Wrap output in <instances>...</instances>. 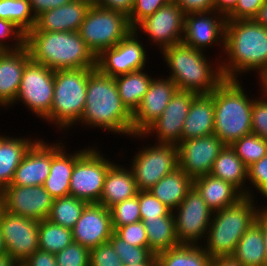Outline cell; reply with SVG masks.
<instances>
[{
  "instance_id": "cell-25",
  "label": "cell",
  "mask_w": 267,
  "mask_h": 266,
  "mask_svg": "<svg viewBox=\"0 0 267 266\" xmlns=\"http://www.w3.org/2000/svg\"><path fill=\"white\" fill-rule=\"evenodd\" d=\"M65 146L66 144H62L51 155L50 173L43 184L54 199L70 195V179L74 164L87 148L86 146L85 149L67 153Z\"/></svg>"
},
{
  "instance_id": "cell-7",
  "label": "cell",
  "mask_w": 267,
  "mask_h": 266,
  "mask_svg": "<svg viewBox=\"0 0 267 266\" xmlns=\"http://www.w3.org/2000/svg\"><path fill=\"white\" fill-rule=\"evenodd\" d=\"M94 69L55 70L52 107L44 119L46 123L64 132L78 124L85 109L88 76Z\"/></svg>"
},
{
  "instance_id": "cell-40",
  "label": "cell",
  "mask_w": 267,
  "mask_h": 266,
  "mask_svg": "<svg viewBox=\"0 0 267 266\" xmlns=\"http://www.w3.org/2000/svg\"><path fill=\"white\" fill-rule=\"evenodd\" d=\"M110 212L114 231L118 227L141 221L137 195L115 204Z\"/></svg>"
},
{
  "instance_id": "cell-60",
  "label": "cell",
  "mask_w": 267,
  "mask_h": 266,
  "mask_svg": "<svg viewBox=\"0 0 267 266\" xmlns=\"http://www.w3.org/2000/svg\"><path fill=\"white\" fill-rule=\"evenodd\" d=\"M122 266H157V256L153 254L146 262L134 264H122Z\"/></svg>"
},
{
  "instance_id": "cell-43",
  "label": "cell",
  "mask_w": 267,
  "mask_h": 266,
  "mask_svg": "<svg viewBox=\"0 0 267 266\" xmlns=\"http://www.w3.org/2000/svg\"><path fill=\"white\" fill-rule=\"evenodd\" d=\"M55 258L58 266H89L90 249L73 241Z\"/></svg>"
},
{
  "instance_id": "cell-57",
  "label": "cell",
  "mask_w": 267,
  "mask_h": 266,
  "mask_svg": "<svg viewBox=\"0 0 267 266\" xmlns=\"http://www.w3.org/2000/svg\"><path fill=\"white\" fill-rule=\"evenodd\" d=\"M256 222L262 227L264 235V242L266 247V258H267V210H259Z\"/></svg>"
},
{
  "instance_id": "cell-24",
  "label": "cell",
  "mask_w": 267,
  "mask_h": 266,
  "mask_svg": "<svg viewBox=\"0 0 267 266\" xmlns=\"http://www.w3.org/2000/svg\"><path fill=\"white\" fill-rule=\"evenodd\" d=\"M92 4L86 0H73L36 17L35 28L41 32L79 31L85 15Z\"/></svg>"
},
{
  "instance_id": "cell-30",
  "label": "cell",
  "mask_w": 267,
  "mask_h": 266,
  "mask_svg": "<svg viewBox=\"0 0 267 266\" xmlns=\"http://www.w3.org/2000/svg\"><path fill=\"white\" fill-rule=\"evenodd\" d=\"M192 187L193 180L178 167L172 173L165 175L149 191L174 211Z\"/></svg>"
},
{
  "instance_id": "cell-14",
  "label": "cell",
  "mask_w": 267,
  "mask_h": 266,
  "mask_svg": "<svg viewBox=\"0 0 267 266\" xmlns=\"http://www.w3.org/2000/svg\"><path fill=\"white\" fill-rule=\"evenodd\" d=\"M0 228L7 255L19 265L39 250V221L9 213L2 208Z\"/></svg>"
},
{
  "instance_id": "cell-62",
  "label": "cell",
  "mask_w": 267,
  "mask_h": 266,
  "mask_svg": "<svg viewBox=\"0 0 267 266\" xmlns=\"http://www.w3.org/2000/svg\"><path fill=\"white\" fill-rule=\"evenodd\" d=\"M260 196H264L263 199L265 198V201L267 200V184L259 191ZM267 202V201H266ZM267 204V203H265ZM267 210V205L264 207V205H262V207H259V210Z\"/></svg>"
},
{
  "instance_id": "cell-36",
  "label": "cell",
  "mask_w": 267,
  "mask_h": 266,
  "mask_svg": "<svg viewBox=\"0 0 267 266\" xmlns=\"http://www.w3.org/2000/svg\"><path fill=\"white\" fill-rule=\"evenodd\" d=\"M87 204L85 200L71 195L56 198L53 200L47 220L72 230Z\"/></svg>"
},
{
  "instance_id": "cell-59",
  "label": "cell",
  "mask_w": 267,
  "mask_h": 266,
  "mask_svg": "<svg viewBox=\"0 0 267 266\" xmlns=\"http://www.w3.org/2000/svg\"><path fill=\"white\" fill-rule=\"evenodd\" d=\"M257 75L256 77H258L260 88L262 87L260 92L262 91V94H267V64Z\"/></svg>"
},
{
  "instance_id": "cell-15",
  "label": "cell",
  "mask_w": 267,
  "mask_h": 266,
  "mask_svg": "<svg viewBox=\"0 0 267 266\" xmlns=\"http://www.w3.org/2000/svg\"><path fill=\"white\" fill-rule=\"evenodd\" d=\"M196 93L187 90H179L174 93L162 115L152 123L142 134L133 135V138L156 137L155 143L178 145L184 121L188 115L189 107ZM150 135V136H149Z\"/></svg>"
},
{
  "instance_id": "cell-61",
  "label": "cell",
  "mask_w": 267,
  "mask_h": 266,
  "mask_svg": "<svg viewBox=\"0 0 267 266\" xmlns=\"http://www.w3.org/2000/svg\"><path fill=\"white\" fill-rule=\"evenodd\" d=\"M19 264L7 254L0 256V266H18Z\"/></svg>"
},
{
  "instance_id": "cell-3",
  "label": "cell",
  "mask_w": 267,
  "mask_h": 266,
  "mask_svg": "<svg viewBox=\"0 0 267 266\" xmlns=\"http://www.w3.org/2000/svg\"><path fill=\"white\" fill-rule=\"evenodd\" d=\"M30 58L52 70L96 68L97 56L79 31L41 32L35 27L25 34Z\"/></svg>"
},
{
  "instance_id": "cell-12",
  "label": "cell",
  "mask_w": 267,
  "mask_h": 266,
  "mask_svg": "<svg viewBox=\"0 0 267 266\" xmlns=\"http://www.w3.org/2000/svg\"><path fill=\"white\" fill-rule=\"evenodd\" d=\"M213 212L192 187L184 200L172 211L179 244L202 245L201 241L205 240Z\"/></svg>"
},
{
  "instance_id": "cell-31",
  "label": "cell",
  "mask_w": 267,
  "mask_h": 266,
  "mask_svg": "<svg viewBox=\"0 0 267 266\" xmlns=\"http://www.w3.org/2000/svg\"><path fill=\"white\" fill-rule=\"evenodd\" d=\"M231 256L243 266H267L264 235L256 221L240 238Z\"/></svg>"
},
{
  "instance_id": "cell-11",
  "label": "cell",
  "mask_w": 267,
  "mask_h": 266,
  "mask_svg": "<svg viewBox=\"0 0 267 266\" xmlns=\"http://www.w3.org/2000/svg\"><path fill=\"white\" fill-rule=\"evenodd\" d=\"M55 71L30 59L23 70L17 98L10 106L22 102L38 118L49 115L54 94Z\"/></svg>"
},
{
  "instance_id": "cell-42",
  "label": "cell",
  "mask_w": 267,
  "mask_h": 266,
  "mask_svg": "<svg viewBox=\"0 0 267 266\" xmlns=\"http://www.w3.org/2000/svg\"><path fill=\"white\" fill-rule=\"evenodd\" d=\"M23 46L25 33L12 21L0 18V51H14Z\"/></svg>"
},
{
  "instance_id": "cell-1",
  "label": "cell",
  "mask_w": 267,
  "mask_h": 266,
  "mask_svg": "<svg viewBox=\"0 0 267 266\" xmlns=\"http://www.w3.org/2000/svg\"><path fill=\"white\" fill-rule=\"evenodd\" d=\"M223 55L217 58L224 79L239 80L251 70L258 74L267 64V28L254 19L226 20Z\"/></svg>"
},
{
  "instance_id": "cell-5",
  "label": "cell",
  "mask_w": 267,
  "mask_h": 266,
  "mask_svg": "<svg viewBox=\"0 0 267 266\" xmlns=\"http://www.w3.org/2000/svg\"><path fill=\"white\" fill-rule=\"evenodd\" d=\"M243 86L240 80L225 79L213 90L214 134L225 145H231L252 133V105L255 98Z\"/></svg>"
},
{
  "instance_id": "cell-27",
  "label": "cell",
  "mask_w": 267,
  "mask_h": 266,
  "mask_svg": "<svg viewBox=\"0 0 267 266\" xmlns=\"http://www.w3.org/2000/svg\"><path fill=\"white\" fill-rule=\"evenodd\" d=\"M193 187L212 211L234 205L245 195L230 182L211 174L193 179Z\"/></svg>"
},
{
  "instance_id": "cell-47",
  "label": "cell",
  "mask_w": 267,
  "mask_h": 266,
  "mask_svg": "<svg viewBox=\"0 0 267 266\" xmlns=\"http://www.w3.org/2000/svg\"><path fill=\"white\" fill-rule=\"evenodd\" d=\"M89 266H122L112 244L106 242L90 249Z\"/></svg>"
},
{
  "instance_id": "cell-50",
  "label": "cell",
  "mask_w": 267,
  "mask_h": 266,
  "mask_svg": "<svg viewBox=\"0 0 267 266\" xmlns=\"http://www.w3.org/2000/svg\"><path fill=\"white\" fill-rule=\"evenodd\" d=\"M265 0H238L235 9L226 17L227 20L254 19Z\"/></svg>"
},
{
  "instance_id": "cell-13",
  "label": "cell",
  "mask_w": 267,
  "mask_h": 266,
  "mask_svg": "<svg viewBox=\"0 0 267 266\" xmlns=\"http://www.w3.org/2000/svg\"><path fill=\"white\" fill-rule=\"evenodd\" d=\"M184 24L185 13L174 0H170L155 13L138 23L133 31L137 35L143 36L144 33V36L148 35L150 43H155L156 48L161 52L167 47L182 42Z\"/></svg>"
},
{
  "instance_id": "cell-20",
  "label": "cell",
  "mask_w": 267,
  "mask_h": 266,
  "mask_svg": "<svg viewBox=\"0 0 267 266\" xmlns=\"http://www.w3.org/2000/svg\"><path fill=\"white\" fill-rule=\"evenodd\" d=\"M176 91V84L169 77H153L139 107L132 114L133 135L142 134L162 115Z\"/></svg>"
},
{
  "instance_id": "cell-17",
  "label": "cell",
  "mask_w": 267,
  "mask_h": 266,
  "mask_svg": "<svg viewBox=\"0 0 267 266\" xmlns=\"http://www.w3.org/2000/svg\"><path fill=\"white\" fill-rule=\"evenodd\" d=\"M225 144L216 134L181 141L178 147L179 168L192 180L210 174L214 160Z\"/></svg>"
},
{
  "instance_id": "cell-45",
  "label": "cell",
  "mask_w": 267,
  "mask_h": 266,
  "mask_svg": "<svg viewBox=\"0 0 267 266\" xmlns=\"http://www.w3.org/2000/svg\"><path fill=\"white\" fill-rule=\"evenodd\" d=\"M252 105V133L267 141V94H259Z\"/></svg>"
},
{
  "instance_id": "cell-44",
  "label": "cell",
  "mask_w": 267,
  "mask_h": 266,
  "mask_svg": "<svg viewBox=\"0 0 267 266\" xmlns=\"http://www.w3.org/2000/svg\"><path fill=\"white\" fill-rule=\"evenodd\" d=\"M141 220L167 216L171 210L149 190L137 192Z\"/></svg>"
},
{
  "instance_id": "cell-41",
  "label": "cell",
  "mask_w": 267,
  "mask_h": 266,
  "mask_svg": "<svg viewBox=\"0 0 267 266\" xmlns=\"http://www.w3.org/2000/svg\"><path fill=\"white\" fill-rule=\"evenodd\" d=\"M109 242L121 259L122 264L146 262L153 255L148 247L132 246L120 238L115 232L112 233Z\"/></svg>"
},
{
  "instance_id": "cell-4",
  "label": "cell",
  "mask_w": 267,
  "mask_h": 266,
  "mask_svg": "<svg viewBox=\"0 0 267 266\" xmlns=\"http://www.w3.org/2000/svg\"><path fill=\"white\" fill-rule=\"evenodd\" d=\"M160 53L170 69L168 71H171L168 77L179 90L209 94L225 80L220 61H210L206 52L196 50L183 42L167 47Z\"/></svg>"
},
{
  "instance_id": "cell-53",
  "label": "cell",
  "mask_w": 267,
  "mask_h": 266,
  "mask_svg": "<svg viewBox=\"0 0 267 266\" xmlns=\"http://www.w3.org/2000/svg\"><path fill=\"white\" fill-rule=\"evenodd\" d=\"M73 0H29L32 12L35 17L39 16L41 13L63 6L72 2Z\"/></svg>"
},
{
  "instance_id": "cell-55",
  "label": "cell",
  "mask_w": 267,
  "mask_h": 266,
  "mask_svg": "<svg viewBox=\"0 0 267 266\" xmlns=\"http://www.w3.org/2000/svg\"><path fill=\"white\" fill-rule=\"evenodd\" d=\"M238 0H213L214 11L227 17L236 6Z\"/></svg>"
},
{
  "instance_id": "cell-16",
  "label": "cell",
  "mask_w": 267,
  "mask_h": 266,
  "mask_svg": "<svg viewBox=\"0 0 267 266\" xmlns=\"http://www.w3.org/2000/svg\"><path fill=\"white\" fill-rule=\"evenodd\" d=\"M140 38L132 31L114 47L103 50L97 56L96 68L111 77L145 69L147 51Z\"/></svg>"
},
{
  "instance_id": "cell-19",
  "label": "cell",
  "mask_w": 267,
  "mask_h": 266,
  "mask_svg": "<svg viewBox=\"0 0 267 266\" xmlns=\"http://www.w3.org/2000/svg\"><path fill=\"white\" fill-rule=\"evenodd\" d=\"M54 198L43 187L8 185L2 191L3 209L37 221L47 219Z\"/></svg>"
},
{
  "instance_id": "cell-33",
  "label": "cell",
  "mask_w": 267,
  "mask_h": 266,
  "mask_svg": "<svg viewBox=\"0 0 267 266\" xmlns=\"http://www.w3.org/2000/svg\"><path fill=\"white\" fill-rule=\"evenodd\" d=\"M114 78L122 104L133 114L139 107L153 77L141 69Z\"/></svg>"
},
{
  "instance_id": "cell-38",
  "label": "cell",
  "mask_w": 267,
  "mask_h": 266,
  "mask_svg": "<svg viewBox=\"0 0 267 266\" xmlns=\"http://www.w3.org/2000/svg\"><path fill=\"white\" fill-rule=\"evenodd\" d=\"M0 18L12 21L25 34L36 23L29 0H0Z\"/></svg>"
},
{
  "instance_id": "cell-48",
  "label": "cell",
  "mask_w": 267,
  "mask_h": 266,
  "mask_svg": "<svg viewBox=\"0 0 267 266\" xmlns=\"http://www.w3.org/2000/svg\"><path fill=\"white\" fill-rule=\"evenodd\" d=\"M114 232L132 246L148 247V237L142 221L118 227Z\"/></svg>"
},
{
  "instance_id": "cell-8",
  "label": "cell",
  "mask_w": 267,
  "mask_h": 266,
  "mask_svg": "<svg viewBox=\"0 0 267 266\" xmlns=\"http://www.w3.org/2000/svg\"><path fill=\"white\" fill-rule=\"evenodd\" d=\"M132 31L126 14L92 4L81 24L79 34L98 56L103 50L117 45Z\"/></svg>"
},
{
  "instance_id": "cell-56",
  "label": "cell",
  "mask_w": 267,
  "mask_h": 266,
  "mask_svg": "<svg viewBox=\"0 0 267 266\" xmlns=\"http://www.w3.org/2000/svg\"><path fill=\"white\" fill-rule=\"evenodd\" d=\"M209 266H243L238 260L232 256H221L212 258Z\"/></svg>"
},
{
  "instance_id": "cell-39",
  "label": "cell",
  "mask_w": 267,
  "mask_h": 266,
  "mask_svg": "<svg viewBox=\"0 0 267 266\" xmlns=\"http://www.w3.org/2000/svg\"><path fill=\"white\" fill-rule=\"evenodd\" d=\"M230 146L247 168L267 155V141L253 133L234 141Z\"/></svg>"
},
{
  "instance_id": "cell-46",
  "label": "cell",
  "mask_w": 267,
  "mask_h": 266,
  "mask_svg": "<svg viewBox=\"0 0 267 266\" xmlns=\"http://www.w3.org/2000/svg\"><path fill=\"white\" fill-rule=\"evenodd\" d=\"M169 1L170 0H134L132 10L128 15L130 26L134 28L138 23L155 13Z\"/></svg>"
},
{
  "instance_id": "cell-26",
  "label": "cell",
  "mask_w": 267,
  "mask_h": 266,
  "mask_svg": "<svg viewBox=\"0 0 267 266\" xmlns=\"http://www.w3.org/2000/svg\"><path fill=\"white\" fill-rule=\"evenodd\" d=\"M214 133L213 91L209 94H196L184 121L181 141L199 138Z\"/></svg>"
},
{
  "instance_id": "cell-35",
  "label": "cell",
  "mask_w": 267,
  "mask_h": 266,
  "mask_svg": "<svg viewBox=\"0 0 267 266\" xmlns=\"http://www.w3.org/2000/svg\"><path fill=\"white\" fill-rule=\"evenodd\" d=\"M157 266H209L210 255L202 245L179 244L157 255Z\"/></svg>"
},
{
  "instance_id": "cell-63",
  "label": "cell",
  "mask_w": 267,
  "mask_h": 266,
  "mask_svg": "<svg viewBox=\"0 0 267 266\" xmlns=\"http://www.w3.org/2000/svg\"><path fill=\"white\" fill-rule=\"evenodd\" d=\"M6 247L4 244L1 228H0V256L6 255Z\"/></svg>"
},
{
  "instance_id": "cell-32",
  "label": "cell",
  "mask_w": 267,
  "mask_h": 266,
  "mask_svg": "<svg viewBox=\"0 0 267 266\" xmlns=\"http://www.w3.org/2000/svg\"><path fill=\"white\" fill-rule=\"evenodd\" d=\"M247 169L231 146L225 145L214 160L210 174L230 182L247 196Z\"/></svg>"
},
{
  "instance_id": "cell-18",
  "label": "cell",
  "mask_w": 267,
  "mask_h": 266,
  "mask_svg": "<svg viewBox=\"0 0 267 266\" xmlns=\"http://www.w3.org/2000/svg\"><path fill=\"white\" fill-rule=\"evenodd\" d=\"M226 20L225 16L214 10L185 14L182 42L203 52L218 45L223 54Z\"/></svg>"
},
{
  "instance_id": "cell-10",
  "label": "cell",
  "mask_w": 267,
  "mask_h": 266,
  "mask_svg": "<svg viewBox=\"0 0 267 266\" xmlns=\"http://www.w3.org/2000/svg\"><path fill=\"white\" fill-rule=\"evenodd\" d=\"M97 147H89L77 158L70 179V195L88 203H99L104 180L114 160Z\"/></svg>"
},
{
  "instance_id": "cell-64",
  "label": "cell",
  "mask_w": 267,
  "mask_h": 266,
  "mask_svg": "<svg viewBox=\"0 0 267 266\" xmlns=\"http://www.w3.org/2000/svg\"><path fill=\"white\" fill-rule=\"evenodd\" d=\"M2 208H3V205H2V190H0V211H1Z\"/></svg>"
},
{
  "instance_id": "cell-21",
  "label": "cell",
  "mask_w": 267,
  "mask_h": 266,
  "mask_svg": "<svg viewBox=\"0 0 267 266\" xmlns=\"http://www.w3.org/2000/svg\"><path fill=\"white\" fill-rule=\"evenodd\" d=\"M60 141L50 144L37 139L17 167L10 185H43L50 173L51 155L62 145Z\"/></svg>"
},
{
  "instance_id": "cell-22",
  "label": "cell",
  "mask_w": 267,
  "mask_h": 266,
  "mask_svg": "<svg viewBox=\"0 0 267 266\" xmlns=\"http://www.w3.org/2000/svg\"><path fill=\"white\" fill-rule=\"evenodd\" d=\"M113 232L110 209L99 203H88L72 229L73 241L88 249L109 242Z\"/></svg>"
},
{
  "instance_id": "cell-51",
  "label": "cell",
  "mask_w": 267,
  "mask_h": 266,
  "mask_svg": "<svg viewBox=\"0 0 267 266\" xmlns=\"http://www.w3.org/2000/svg\"><path fill=\"white\" fill-rule=\"evenodd\" d=\"M185 14L214 10L213 0H174Z\"/></svg>"
},
{
  "instance_id": "cell-6",
  "label": "cell",
  "mask_w": 267,
  "mask_h": 266,
  "mask_svg": "<svg viewBox=\"0 0 267 266\" xmlns=\"http://www.w3.org/2000/svg\"><path fill=\"white\" fill-rule=\"evenodd\" d=\"M254 200L255 197L244 196L234 205L213 212L205 242H202L211 258L233 254L240 238L256 221L260 204Z\"/></svg>"
},
{
  "instance_id": "cell-23",
  "label": "cell",
  "mask_w": 267,
  "mask_h": 266,
  "mask_svg": "<svg viewBox=\"0 0 267 266\" xmlns=\"http://www.w3.org/2000/svg\"><path fill=\"white\" fill-rule=\"evenodd\" d=\"M26 46L14 51H0V107L7 109L15 99L20 87L22 73L30 60Z\"/></svg>"
},
{
  "instance_id": "cell-52",
  "label": "cell",
  "mask_w": 267,
  "mask_h": 266,
  "mask_svg": "<svg viewBox=\"0 0 267 266\" xmlns=\"http://www.w3.org/2000/svg\"><path fill=\"white\" fill-rule=\"evenodd\" d=\"M20 266H58L55 254L42 250H37L28 257Z\"/></svg>"
},
{
  "instance_id": "cell-58",
  "label": "cell",
  "mask_w": 267,
  "mask_h": 266,
  "mask_svg": "<svg viewBox=\"0 0 267 266\" xmlns=\"http://www.w3.org/2000/svg\"><path fill=\"white\" fill-rule=\"evenodd\" d=\"M254 20L267 28V0H265L263 5L259 8L258 14Z\"/></svg>"
},
{
  "instance_id": "cell-49",
  "label": "cell",
  "mask_w": 267,
  "mask_h": 266,
  "mask_svg": "<svg viewBox=\"0 0 267 266\" xmlns=\"http://www.w3.org/2000/svg\"><path fill=\"white\" fill-rule=\"evenodd\" d=\"M247 196L254 197V189L260 191L267 184V155L247 169ZM250 181V182H249ZM253 188V190H252ZM251 190V191H250Z\"/></svg>"
},
{
  "instance_id": "cell-2",
  "label": "cell",
  "mask_w": 267,
  "mask_h": 266,
  "mask_svg": "<svg viewBox=\"0 0 267 266\" xmlns=\"http://www.w3.org/2000/svg\"><path fill=\"white\" fill-rule=\"evenodd\" d=\"M78 123L132 138V114L122 104L114 77L97 68L90 73L85 109Z\"/></svg>"
},
{
  "instance_id": "cell-37",
  "label": "cell",
  "mask_w": 267,
  "mask_h": 266,
  "mask_svg": "<svg viewBox=\"0 0 267 266\" xmlns=\"http://www.w3.org/2000/svg\"><path fill=\"white\" fill-rule=\"evenodd\" d=\"M39 250L57 254L73 242L72 230L47 219L39 221Z\"/></svg>"
},
{
  "instance_id": "cell-65",
  "label": "cell",
  "mask_w": 267,
  "mask_h": 266,
  "mask_svg": "<svg viewBox=\"0 0 267 266\" xmlns=\"http://www.w3.org/2000/svg\"><path fill=\"white\" fill-rule=\"evenodd\" d=\"M88 2H90L91 4H96L99 0H86Z\"/></svg>"
},
{
  "instance_id": "cell-54",
  "label": "cell",
  "mask_w": 267,
  "mask_h": 266,
  "mask_svg": "<svg viewBox=\"0 0 267 266\" xmlns=\"http://www.w3.org/2000/svg\"><path fill=\"white\" fill-rule=\"evenodd\" d=\"M133 4L134 0H99L96 3V5L102 8L116 10L126 14L127 16L130 14Z\"/></svg>"
},
{
  "instance_id": "cell-28",
  "label": "cell",
  "mask_w": 267,
  "mask_h": 266,
  "mask_svg": "<svg viewBox=\"0 0 267 266\" xmlns=\"http://www.w3.org/2000/svg\"><path fill=\"white\" fill-rule=\"evenodd\" d=\"M137 192L131 168L114 162L105 177L99 204L110 209L115 204L137 195Z\"/></svg>"
},
{
  "instance_id": "cell-29",
  "label": "cell",
  "mask_w": 267,
  "mask_h": 266,
  "mask_svg": "<svg viewBox=\"0 0 267 266\" xmlns=\"http://www.w3.org/2000/svg\"><path fill=\"white\" fill-rule=\"evenodd\" d=\"M36 140L0 134V190L10 185L17 167Z\"/></svg>"
},
{
  "instance_id": "cell-34",
  "label": "cell",
  "mask_w": 267,
  "mask_h": 266,
  "mask_svg": "<svg viewBox=\"0 0 267 266\" xmlns=\"http://www.w3.org/2000/svg\"><path fill=\"white\" fill-rule=\"evenodd\" d=\"M148 237V248L157 255L179 245L172 211L167 216L143 219Z\"/></svg>"
},
{
  "instance_id": "cell-9",
  "label": "cell",
  "mask_w": 267,
  "mask_h": 266,
  "mask_svg": "<svg viewBox=\"0 0 267 266\" xmlns=\"http://www.w3.org/2000/svg\"><path fill=\"white\" fill-rule=\"evenodd\" d=\"M140 148L128 167L133 172L138 191H147L179 167L178 147L154 142Z\"/></svg>"
}]
</instances>
